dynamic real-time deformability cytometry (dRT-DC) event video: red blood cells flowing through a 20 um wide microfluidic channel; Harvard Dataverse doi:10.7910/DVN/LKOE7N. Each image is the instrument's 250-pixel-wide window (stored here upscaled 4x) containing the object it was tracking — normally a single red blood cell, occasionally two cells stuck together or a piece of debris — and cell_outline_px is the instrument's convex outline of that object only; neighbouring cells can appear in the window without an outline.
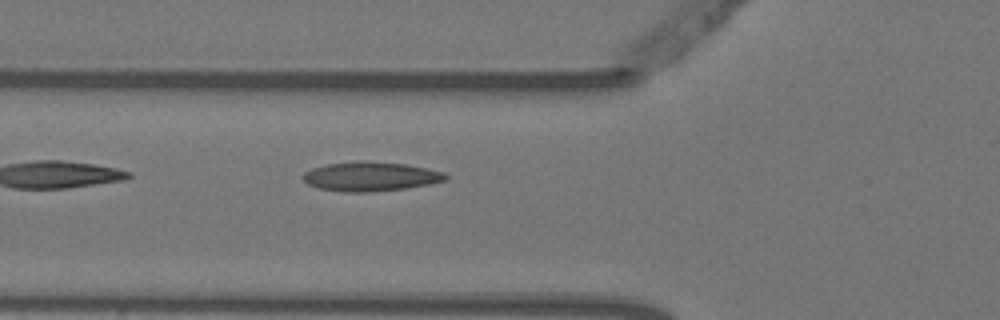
{"species": "Egyptian fruit bat (a non-hibernating species)", "species_latin": "Rousettus aegyptiacus", "temperature_condition": "warm", "stored_images_in_passage": 5, "camera_frame_rate_fps": 3000, "um_per_image_px": 0.085, "animal": {"sex": "female"}, "frame": {"image": 1, "passage_image": 5, "time_ms": 1.333, "image_size_px": [1000, 320], "cell_outline_px": [[448, 180], [428, 184], [404, 188], [368, 192], [344, 192], [320, 188], [308, 184], [300, 176], [304, 172], [312, 168], [328, 164], [404, 164], [428, 168], [444, 172], [448, 176]], "centroid_in_image_um": [31.52, 15.05], "position_along_channel_um": 94.3, "area_um2": 23.18}}